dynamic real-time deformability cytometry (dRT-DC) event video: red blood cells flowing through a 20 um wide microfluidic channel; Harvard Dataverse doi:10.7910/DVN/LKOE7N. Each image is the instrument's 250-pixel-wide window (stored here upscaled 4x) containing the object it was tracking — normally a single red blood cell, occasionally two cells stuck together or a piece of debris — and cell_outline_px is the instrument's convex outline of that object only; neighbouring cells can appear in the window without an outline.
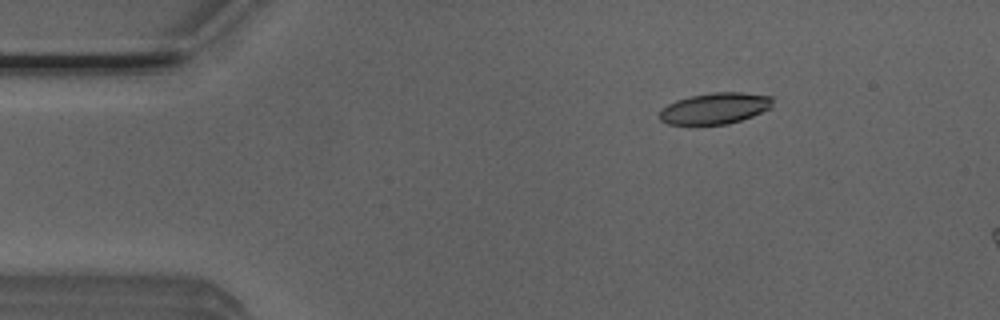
{"species": "Egyptian fruit bat (a non-hibernating species)", "species_latin": "Rousettus aegyptiacus", "temperature_condition": "room temperature", "stored_images_in_passage": 3, "camera_frame_rate_fps": 3000, "um_per_image_px": 0.085, "animal": {"sex": "male"}, "frame": {"image": 1, "passage_image": 1, "time_ms": 0.0, "image_size_px": [1000, 320], "cell_outline_px": [[772, 108], [752, 116], [728, 124], [668, 124], [660, 120], [660, 108], [676, 100], [692, 96], [712, 92], [740, 92], [772, 96]], "centroid_in_image_um": [60.78, 9.2], "position_along_channel_um": 24.2, "area_um2": 20.52}}